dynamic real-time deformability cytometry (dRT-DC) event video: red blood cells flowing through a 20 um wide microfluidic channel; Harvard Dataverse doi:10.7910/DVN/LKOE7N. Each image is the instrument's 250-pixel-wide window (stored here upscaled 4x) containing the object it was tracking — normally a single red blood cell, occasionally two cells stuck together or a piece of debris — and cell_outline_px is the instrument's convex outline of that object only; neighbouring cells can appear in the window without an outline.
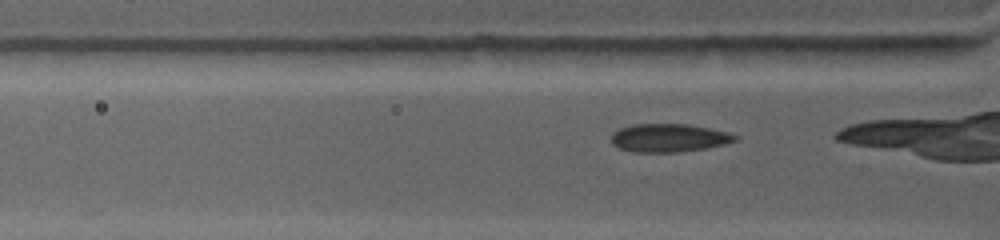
{"species": "common noctule bat (a hibernating species)", "species_latin": "Nyctalus noctula", "temperature_condition": "warm", "stored_images_in_passage": 70, "camera_frame_rate_fps": 4500, "um_per_image_px": 0.085, "animal": {"sex": "female", "body_mass_g": 19.0, "forearm_length_mm": 53.3}, "frame": {"image": 1, "passage_image": 7, "time_ms": 0.667, "image_size_px": [1000, 240], "cell_outline_px": [[740, 136], [736, 140], [724, 144], [704, 148], [676, 152], [636, 152], [620, 148], [612, 144], [612, 132], [620, 128], [632, 124], [688, 124], [712, 128], [728, 132]], "centroid_in_image_um": [56.86, 11.7], "position_along_channel_um": 68.9, "area_um2": 20.35}}
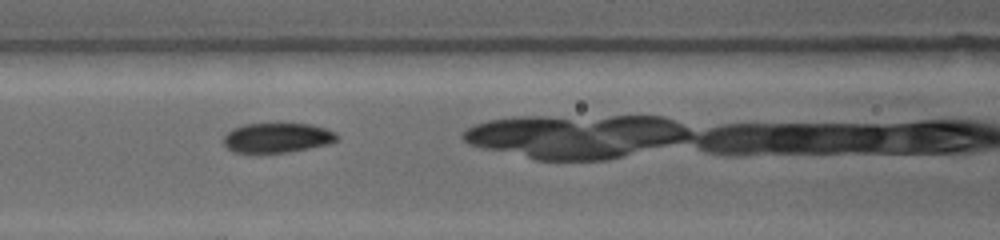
{"frame": {"image": 2, "passage_image": 24, "time_ms": 2.667, "image_size_px": [1000, 240], "cell_outline_px": [[340, 136], [336, 140], [328, 144], [288, 152], [236, 152], [228, 148], [224, 144], [224, 136], [232, 128], [244, 124], [308, 124], [324, 128], [336, 132]], "centroid_in_image_um": [23.57, 11.7], "position_along_channel_um": 143.0, "area_um2": 19.36}}
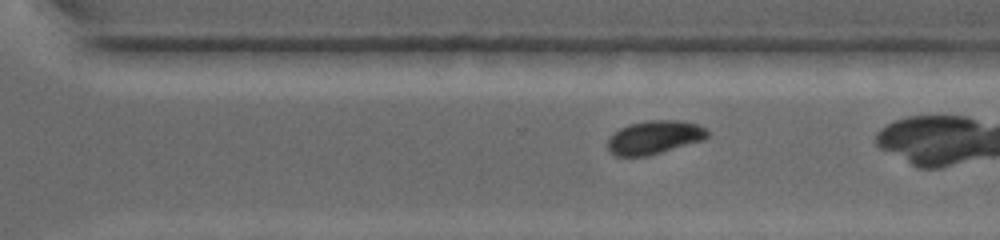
{"frame": {"image": 3, "passage_image": 59, "time_ms": 7.333, "image_size_px": [1000, 240], "cell_outline_px": [[708, 136], [704, 140], [648, 156], [616, 156], [608, 148], [608, 140], [620, 128], [628, 124], [652, 120], [684, 120], [700, 124], [708, 132]], "centroid_in_image_um": [55.67, 11.66], "position_along_channel_um": 314.9, "area_um2": 19.42}}